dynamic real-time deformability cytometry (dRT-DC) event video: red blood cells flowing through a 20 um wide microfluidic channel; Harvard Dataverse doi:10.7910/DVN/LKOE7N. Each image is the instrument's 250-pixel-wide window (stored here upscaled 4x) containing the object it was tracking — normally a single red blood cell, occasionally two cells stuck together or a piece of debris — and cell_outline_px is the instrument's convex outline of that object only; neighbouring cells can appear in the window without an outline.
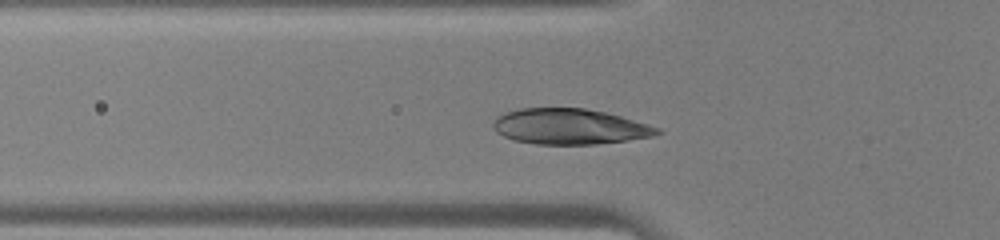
{"species": "human", "species_latin": "Homo sapiens", "temperature_condition": "warm", "stored_images_in_passage": 29, "camera_frame_rate_fps": 3000, "um_per_image_px": 0.085, "donor": {"sex": "male"}, "frame": {"image": 1, "passage_image": 6, "time_ms": 1.667, "image_size_px": [1000, 240], "cell_outline_px": [[664, 132], [652, 136], [628, 140], [596, 144], [536, 144], [516, 140], [504, 136], [496, 132], [492, 128], [492, 124], [496, 116], [504, 112], [520, 108], [584, 108], [604, 112], [620, 116], [648, 124], [660, 128]], "centroid_in_image_um": [48.4, 10.75], "position_along_channel_um": 77.4, "area_um2": 34.04}}
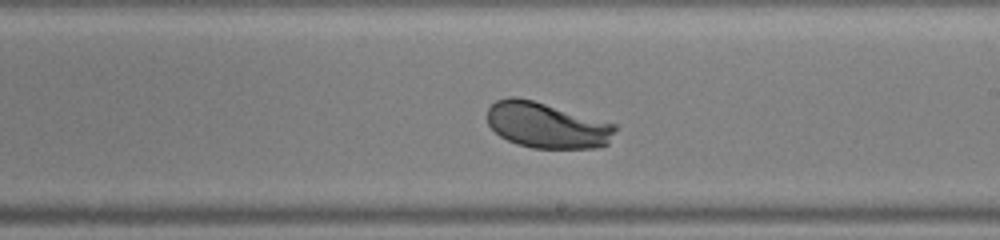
{"frame": {"image": 2, "passage_image": 17, "time_ms": 5.333, "image_size_px": [1000, 240], "cell_outline_px": [[616, 128], [608, 144], [596, 148], [532, 148], [516, 144], [500, 136], [488, 124], [488, 108], [496, 100], [508, 96], [516, 96], [532, 100], [616, 124]], "centroid_in_image_um": [46.46, 10.65], "position_along_channel_um": 242.5, "area_um2": 33.93}}
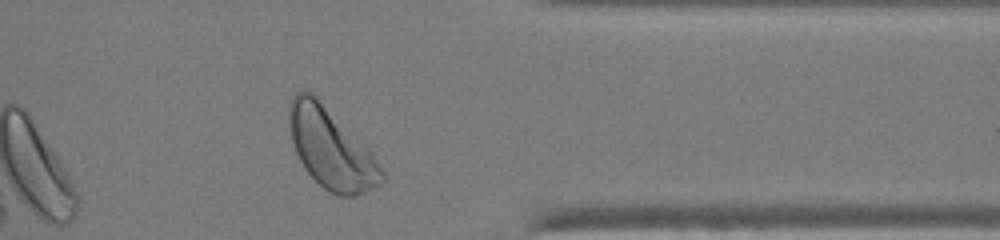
{"frame": {"image": 3, "passage_image": 27, "time_ms": 8.667, "image_size_px": [1000, 240], "cell_outline_px": [[384, 180], [380, 184], [356, 196], [340, 196], [324, 188], [304, 168], [296, 152], [292, 140], [288, 124], [288, 104], [292, 96], [296, 92], [312, 92], [368, 148], [384, 172]], "centroid_in_image_um": [28.11, 12.61], "position_along_channel_um": 383.3, "area_um2": 42.77}}